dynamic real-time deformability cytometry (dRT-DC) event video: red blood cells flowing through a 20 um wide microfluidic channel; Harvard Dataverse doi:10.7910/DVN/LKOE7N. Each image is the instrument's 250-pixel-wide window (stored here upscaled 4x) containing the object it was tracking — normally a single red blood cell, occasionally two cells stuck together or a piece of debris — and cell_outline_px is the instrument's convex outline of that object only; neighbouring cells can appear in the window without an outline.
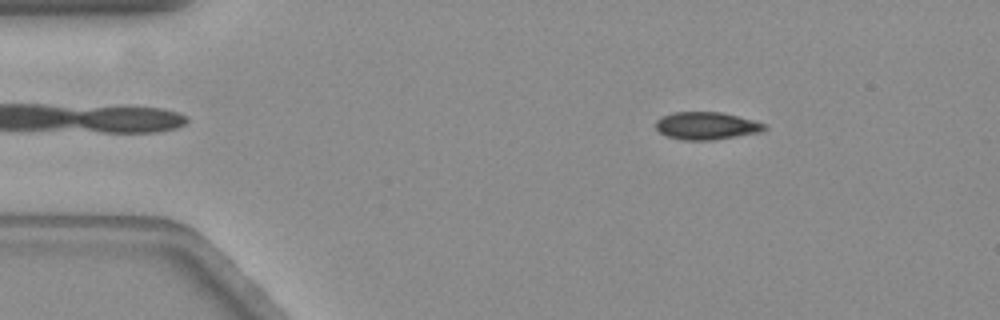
{"species": "common noctule bat (a hibernating species)", "species_latin": "Nyctalus noctula", "temperature_condition": "warm", "stored_images_in_passage": 49, "camera_frame_rate_fps": 3000, "um_per_image_px": 0.085, "animal": {"sex": "female", "body_mass_g": 19.3, "forearm_length_mm": 54.1}, "frame": {"image": 1, "passage_image": 8, "time_ms": 2.333, "image_size_px": [1000, 320], "cell_outline_px": [[768, 128], [760, 132], [712, 140], [684, 140], [668, 136], [660, 132], [656, 128], [656, 120], [664, 116], [676, 112], [720, 112], [752, 120], [764, 124]], "centroid_in_image_um": [60.04, 10.69], "position_along_channel_um": 25.0, "area_um2": 17.11}}
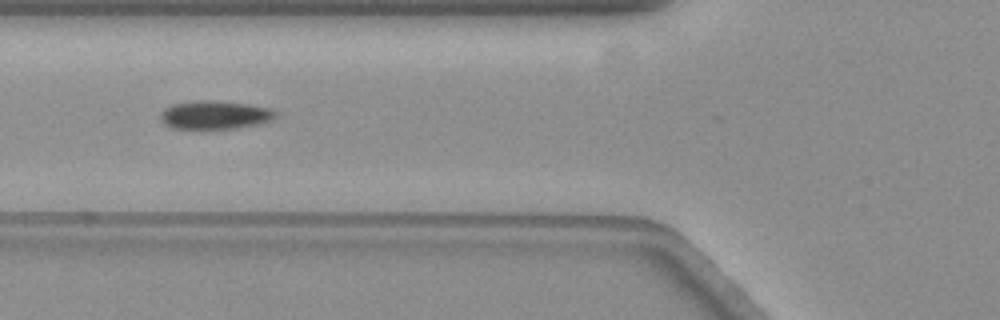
{"frame": {"image": 2, "passage_image": 21, "time_ms": 6.667, "image_size_px": [1000, 320], "cell_outline_px": [[276, 116], [272, 120], [256, 124], [236, 128], [200, 132], [172, 128], [164, 124], [160, 120], [160, 112], [164, 108], [172, 104], [196, 100], [212, 100], [248, 104], [272, 108], [276, 112]], "centroid_in_image_um": [18.19, 9.81], "position_along_channel_um": 107.6, "area_um2": 20.0}}
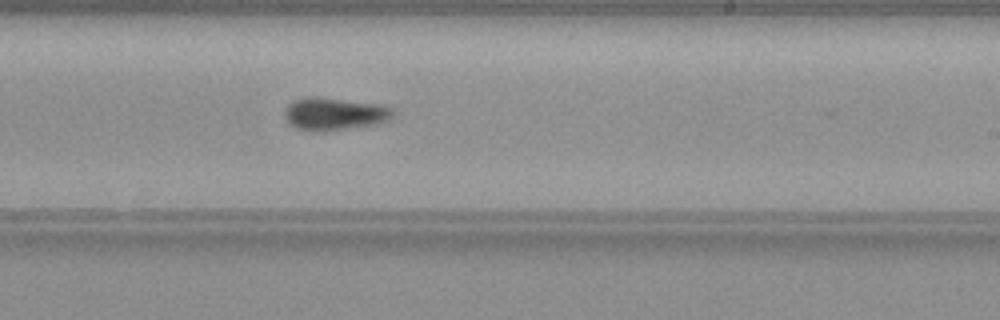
{"frame": {"image": 3, "passage_image": 34, "time_ms": 11.0, "image_size_px": [1000, 320], "cell_outline_px": [[396, 112], [388, 120], [380, 124], [324, 132], [312, 132], [296, 128], [288, 124], [284, 116], [284, 112], [288, 104], [292, 100], [304, 96], [320, 96], [384, 104], [392, 108]], "centroid_in_image_um": [28.42, 9.67], "position_along_channel_um": 260.6, "area_um2": 21.56}, "authors_computed_cell_mechanics": {"area_um2": 19.074, "velocity_mm_per_s": 3.5314, "shape_relaxation_time_tau1_ms": 2.6065, "shape_relaxation_time_tau2_ms": null, "deformation_change_tau1": 0.1009, "deformation_change_tau2": null}}